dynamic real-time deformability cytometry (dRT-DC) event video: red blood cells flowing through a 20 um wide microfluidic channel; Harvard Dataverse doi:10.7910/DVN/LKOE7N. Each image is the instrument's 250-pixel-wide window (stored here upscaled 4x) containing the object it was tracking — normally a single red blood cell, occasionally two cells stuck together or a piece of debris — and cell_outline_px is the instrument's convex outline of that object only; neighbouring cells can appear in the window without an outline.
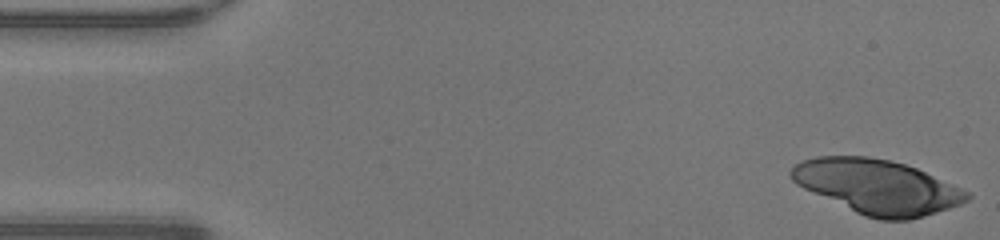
{"species": "human", "species_latin": "Homo sapiens", "temperature_condition": "warm", "stored_images_in_passage": 1, "camera_frame_rate_fps": 3000, "um_per_image_px": 0.085, "donor": {"sex": "male"}, "frame": {"image": 1, "passage_image": 1, "time_ms": 0.0, "image_size_px": [1000, 240], "cell_outline_px": [[972, 196], [968, 200], [960, 204], [936, 212], [908, 220], [880, 220], [864, 216], [804, 188], [796, 184], [792, 180], [788, 172], [796, 164], [804, 160], [816, 156], [868, 156], [888, 160], [904, 164], [916, 168], [972, 192]], "centroid_in_image_um": [74.58, 15.87], "position_along_channel_um": 10.4, "area_um2": 55.37}}